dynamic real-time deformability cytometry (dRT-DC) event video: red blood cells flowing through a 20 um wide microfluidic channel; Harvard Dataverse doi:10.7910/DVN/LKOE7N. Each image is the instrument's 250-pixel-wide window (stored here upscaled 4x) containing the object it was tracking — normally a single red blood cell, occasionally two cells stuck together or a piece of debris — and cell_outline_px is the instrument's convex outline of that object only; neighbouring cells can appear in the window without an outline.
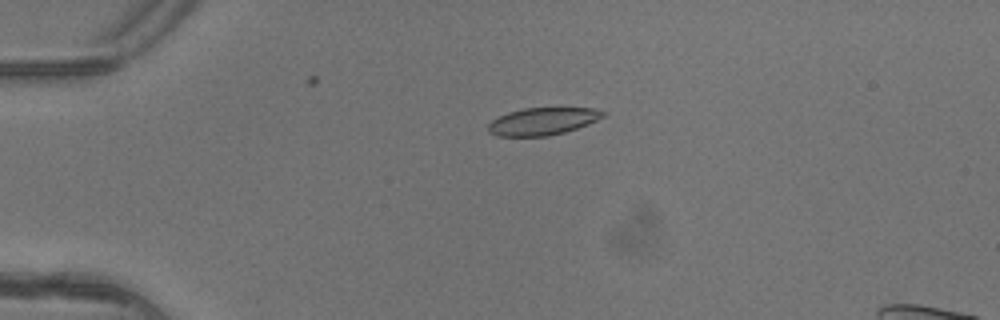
{"species": "common noctule bat (a hibernating species)", "species_latin": "Nyctalus noctula", "temperature_condition": "warm", "stored_images_in_passage": 5, "camera_frame_rate_fps": 3000, "um_per_image_px": 0.085, "animal": {"sex": "female"}, "frame": {"image": 1, "passage_image": 4, "time_ms": 1.0, "image_size_px": [1000, 320], "cell_outline_px": [[608, 112], [604, 116], [588, 124], [564, 132], [548, 136], [496, 136], [488, 132], [488, 124], [492, 120], [508, 112], [524, 108], [596, 108]], "centroid_in_image_um": [46.13, 10.31], "position_along_channel_um": 38.9, "area_um2": 18.32}}